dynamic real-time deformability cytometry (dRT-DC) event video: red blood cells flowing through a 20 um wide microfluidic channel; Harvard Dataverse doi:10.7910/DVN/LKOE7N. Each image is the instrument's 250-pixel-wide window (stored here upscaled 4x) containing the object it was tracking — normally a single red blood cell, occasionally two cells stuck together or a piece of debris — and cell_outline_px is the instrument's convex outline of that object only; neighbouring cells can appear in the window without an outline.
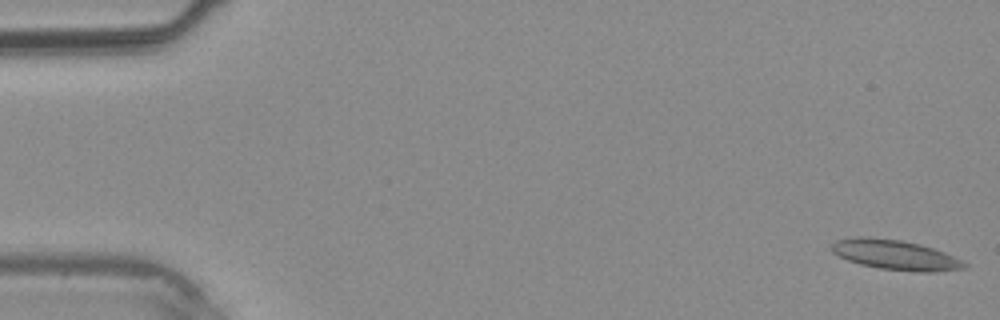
{"species": "common noctule bat (a hibernating species)", "species_latin": "Nyctalus noctula", "temperature_condition": "warm", "stored_images_in_passage": 38, "camera_frame_rate_fps": 3000, "um_per_image_px": 0.085, "animal": {"sex": "male", "body_mass_g": 20.4}, "frame": {"image": 1, "passage_image": 1, "time_ms": 0.0, "image_size_px": [1000, 320], "cell_outline_px": [[968, 268], [936, 272], [920, 272], [880, 268], [860, 264], [848, 260], [832, 252], [832, 244], [836, 240], [856, 236], [868, 236], [900, 240], [920, 244], [944, 252], [964, 260], [968, 264]], "centroid_in_image_um": [76.15, 21.66], "position_along_channel_um": 8.9, "area_um2": 23.24}}
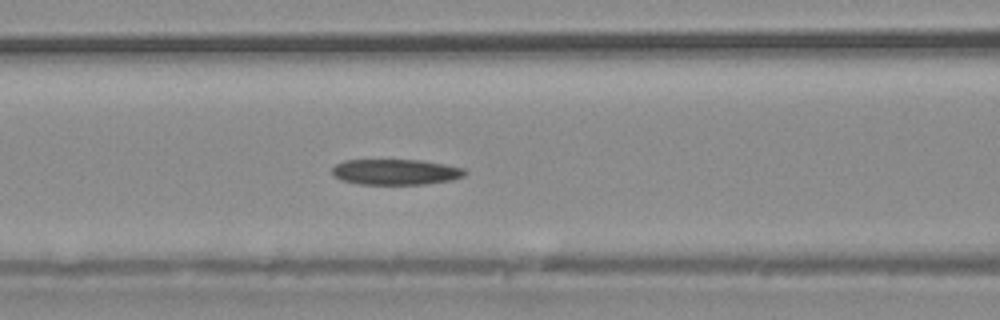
{"frame": {"image": 2, "passage_image": 16, "time_ms": 5.0, "image_size_px": [1000, 320], "cell_outline_px": [[468, 172], [464, 176], [452, 180], [424, 184], [360, 184], [340, 180], [332, 176], [332, 168], [336, 164], [344, 160], [420, 160], [444, 164], [464, 168]], "centroid_in_image_um": [33.62, 14.62], "position_along_channel_um": 133.0, "area_um2": 19.94}}
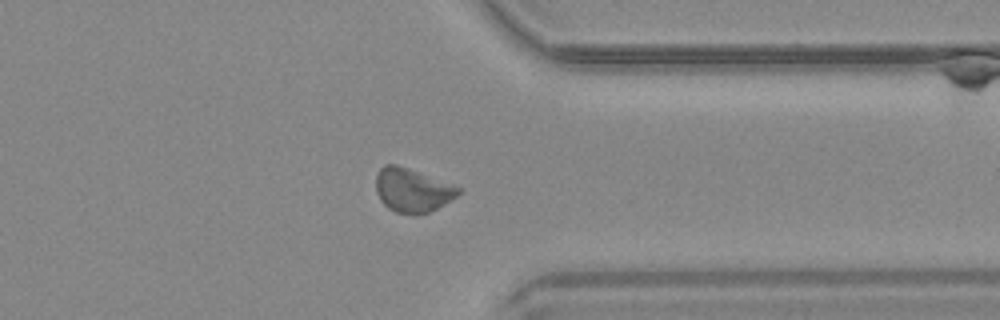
{"frame": {"image": 3, "passage_image": 30, "time_ms": 9.667, "image_size_px": [1000, 320], "cell_outline_px": [[460, 192], [456, 196], [444, 204], [428, 212], [396, 212], [388, 208], [380, 200], [376, 192], [376, 176], [380, 168], [384, 164], [396, 164], [460, 188]], "centroid_in_image_um": [34.98, 16.15], "position_along_channel_um": 376.4, "area_um2": 20.23}}